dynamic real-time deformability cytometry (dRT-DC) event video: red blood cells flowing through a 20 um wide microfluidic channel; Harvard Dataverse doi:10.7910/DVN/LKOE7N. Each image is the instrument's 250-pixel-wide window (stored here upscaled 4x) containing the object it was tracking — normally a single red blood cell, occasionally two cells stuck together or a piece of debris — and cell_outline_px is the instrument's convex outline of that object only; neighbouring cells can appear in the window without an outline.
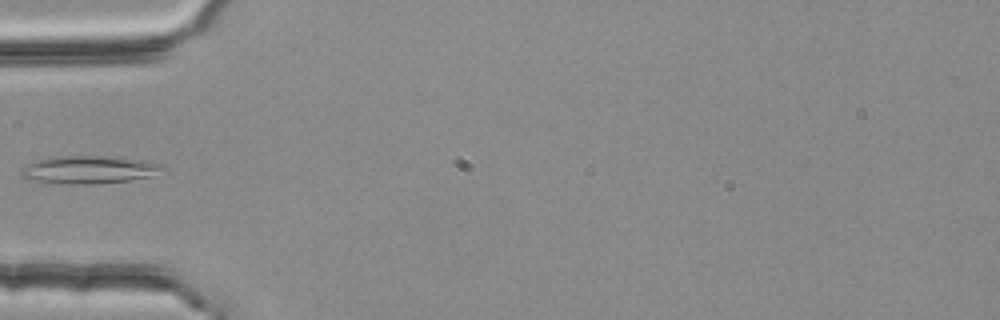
{"species": "common noctule bat (a hibernating species)", "species_latin": "Nyctalus noctula", "temperature_condition": "room temperature", "stored_images_in_passage": 2, "camera_frame_rate_fps": 3000, "um_per_image_px": 0.085, "animal": {"sex": "female", "body_mass_g": 25.1}, "frame": {"image": 1, "passage_image": 2, "time_ms": 0.333, "image_size_px": [1000, 320], "cell_outline_px": [[168, 172], [152, 176], [128, 180], [88, 184], [68, 184], [36, 180], [20, 176], [20, 168], [36, 160], [56, 156], [120, 156], [148, 160], [164, 164], [168, 168]], "centroid_in_image_um": [7.72, 14.4], "position_along_channel_um": 77.3, "area_um2": 23.41}}